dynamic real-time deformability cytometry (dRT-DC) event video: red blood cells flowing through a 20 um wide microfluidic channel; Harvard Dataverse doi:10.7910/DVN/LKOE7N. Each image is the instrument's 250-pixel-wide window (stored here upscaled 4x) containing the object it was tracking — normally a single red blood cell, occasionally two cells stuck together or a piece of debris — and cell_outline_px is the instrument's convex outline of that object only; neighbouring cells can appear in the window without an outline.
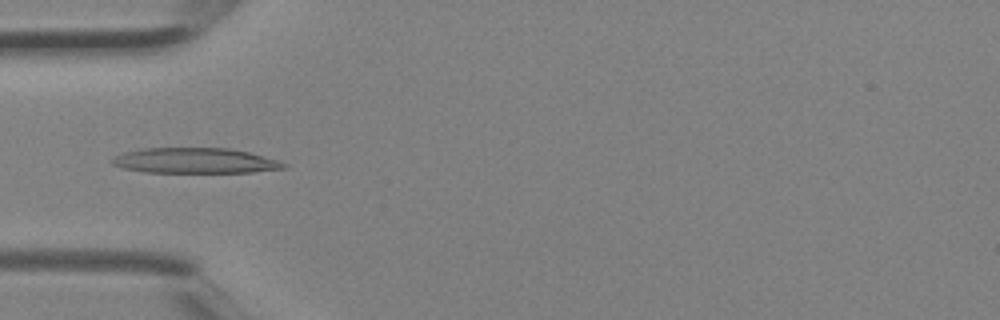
{"species": "Egyptian fruit bat (a non-hibernating species)", "species_latin": "Rousettus aegyptiacus", "temperature_condition": "room temperature", "stored_images_in_passage": 2, "camera_frame_rate_fps": 3000, "um_per_image_px": 0.085, "animal": {"sex": "female"}, "frame": {"image": 1, "passage_image": 2, "time_ms": 0.333, "image_size_px": [1000, 320], "cell_outline_px": [[288, 168], [252, 172], [144, 172], [120, 168], [112, 164], [112, 156], [124, 152], [144, 148], [228, 148], [248, 152], [280, 160], [288, 164]], "centroid_in_image_um": [16.58, 13.66], "position_along_channel_um": 68.4, "area_um2": 25.55}}